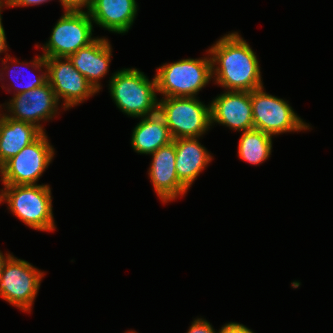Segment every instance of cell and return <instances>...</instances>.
Here are the masks:
<instances>
[{"label": "cell", "mask_w": 333, "mask_h": 333, "mask_svg": "<svg viewBox=\"0 0 333 333\" xmlns=\"http://www.w3.org/2000/svg\"><path fill=\"white\" fill-rule=\"evenodd\" d=\"M250 99L255 129L272 136L309 127L287 102L263 92V87L251 91Z\"/></svg>", "instance_id": "8"}, {"label": "cell", "mask_w": 333, "mask_h": 333, "mask_svg": "<svg viewBox=\"0 0 333 333\" xmlns=\"http://www.w3.org/2000/svg\"><path fill=\"white\" fill-rule=\"evenodd\" d=\"M11 255L8 254L7 257L3 256L2 253L0 252V275L2 273V270H3V267H4V264L5 262L8 260V258L10 257Z\"/></svg>", "instance_id": "26"}, {"label": "cell", "mask_w": 333, "mask_h": 333, "mask_svg": "<svg viewBox=\"0 0 333 333\" xmlns=\"http://www.w3.org/2000/svg\"><path fill=\"white\" fill-rule=\"evenodd\" d=\"M65 59V62H62ZM33 66L40 68L44 66L47 70V82L52 87L57 100L62 97L65 101L64 107L69 108L82 102L97 91L78 72L68 57L44 58L39 56L33 61Z\"/></svg>", "instance_id": "6"}, {"label": "cell", "mask_w": 333, "mask_h": 333, "mask_svg": "<svg viewBox=\"0 0 333 333\" xmlns=\"http://www.w3.org/2000/svg\"><path fill=\"white\" fill-rule=\"evenodd\" d=\"M43 273L25 260L12 255L0 275V296L10 304L28 311L40 287Z\"/></svg>", "instance_id": "9"}, {"label": "cell", "mask_w": 333, "mask_h": 333, "mask_svg": "<svg viewBox=\"0 0 333 333\" xmlns=\"http://www.w3.org/2000/svg\"><path fill=\"white\" fill-rule=\"evenodd\" d=\"M0 11H1V7H0ZM6 47H7V45H6L5 30H4L3 26H2L1 14H0V53L2 51H5L7 49Z\"/></svg>", "instance_id": "25"}, {"label": "cell", "mask_w": 333, "mask_h": 333, "mask_svg": "<svg viewBox=\"0 0 333 333\" xmlns=\"http://www.w3.org/2000/svg\"><path fill=\"white\" fill-rule=\"evenodd\" d=\"M43 132L35 125L0 117V167L24 147L35 141Z\"/></svg>", "instance_id": "17"}, {"label": "cell", "mask_w": 333, "mask_h": 333, "mask_svg": "<svg viewBox=\"0 0 333 333\" xmlns=\"http://www.w3.org/2000/svg\"><path fill=\"white\" fill-rule=\"evenodd\" d=\"M157 92L166 97H195L211 77L212 60L183 59L157 69Z\"/></svg>", "instance_id": "4"}, {"label": "cell", "mask_w": 333, "mask_h": 333, "mask_svg": "<svg viewBox=\"0 0 333 333\" xmlns=\"http://www.w3.org/2000/svg\"><path fill=\"white\" fill-rule=\"evenodd\" d=\"M61 3L66 11L80 12L81 8L86 6L90 11L93 0H61ZM81 7V8H80Z\"/></svg>", "instance_id": "20"}, {"label": "cell", "mask_w": 333, "mask_h": 333, "mask_svg": "<svg viewBox=\"0 0 333 333\" xmlns=\"http://www.w3.org/2000/svg\"><path fill=\"white\" fill-rule=\"evenodd\" d=\"M212 74L216 82L228 91H247L263 87L257 57L251 47L238 33L225 35L214 44L209 52ZM218 67L214 69V64Z\"/></svg>", "instance_id": "1"}, {"label": "cell", "mask_w": 333, "mask_h": 333, "mask_svg": "<svg viewBox=\"0 0 333 333\" xmlns=\"http://www.w3.org/2000/svg\"><path fill=\"white\" fill-rule=\"evenodd\" d=\"M173 141V137L162 116L157 112L145 116L132 133L133 149L141 154H152Z\"/></svg>", "instance_id": "18"}, {"label": "cell", "mask_w": 333, "mask_h": 333, "mask_svg": "<svg viewBox=\"0 0 333 333\" xmlns=\"http://www.w3.org/2000/svg\"><path fill=\"white\" fill-rule=\"evenodd\" d=\"M211 124L215 121L234 130L254 128L250 92L227 91L210 105Z\"/></svg>", "instance_id": "12"}, {"label": "cell", "mask_w": 333, "mask_h": 333, "mask_svg": "<svg viewBox=\"0 0 333 333\" xmlns=\"http://www.w3.org/2000/svg\"><path fill=\"white\" fill-rule=\"evenodd\" d=\"M16 69H18V68H16ZM46 82H47V74L45 73L44 75L43 74L39 75V77L33 78L30 82H28L27 85L25 84L22 88L18 89V91H17L18 93H16V94H21L25 91H29L34 88L40 87L43 84H45Z\"/></svg>", "instance_id": "22"}, {"label": "cell", "mask_w": 333, "mask_h": 333, "mask_svg": "<svg viewBox=\"0 0 333 333\" xmlns=\"http://www.w3.org/2000/svg\"><path fill=\"white\" fill-rule=\"evenodd\" d=\"M137 12L135 0H93L91 20L112 32L125 33Z\"/></svg>", "instance_id": "15"}, {"label": "cell", "mask_w": 333, "mask_h": 333, "mask_svg": "<svg viewBox=\"0 0 333 333\" xmlns=\"http://www.w3.org/2000/svg\"><path fill=\"white\" fill-rule=\"evenodd\" d=\"M92 20L89 12L65 11L52 30L49 42L44 46V58L69 57L82 47L92 43Z\"/></svg>", "instance_id": "10"}, {"label": "cell", "mask_w": 333, "mask_h": 333, "mask_svg": "<svg viewBox=\"0 0 333 333\" xmlns=\"http://www.w3.org/2000/svg\"><path fill=\"white\" fill-rule=\"evenodd\" d=\"M153 161L149 175L154 189L164 202L174 200L178 195H184L188 188L178 179L175 168V143L160 147L152 153Z\"/></svg>", "instance_id": "13"}, {"label": "cell", "mask_w": 333, "mask_h": 333, "mask_svg": "<svg viewBox=\"0 0 333 333\" xmlns=\"http://www.w3.org/2000/svg\"><path fill=\"white\" fill-rule=\"evenodd\" d=\"M5 2H3V0H1V6H3L5 3V5L7 6H28V5H36V4H41L43 2H47L48 0H4ZM61 2V0H60Z\"/></svg>", "instance_id": "24"}, {"label": "cell", "mask_w": 333, "mask_h": 333, "mask_svg": "<svg viewBox=\"0 0 333 333\" xmlns=\"http://www.w3.org/2000/svg\"><path fill=\"white\" fill-rule=\"evenodd\" d=\"M272 136L258 129L246 130L240 138L238 154L252 164H260L271 154Z\"/></svg>", "instance_id": "19"}, {"label": "cell", "mask_w": 333, "mask_h": 333, "mask_svg": "<svg viewBox=\"0 0 333 333\" xmlns=\"http://www.w3.org/2000/svg\"><path fill=\"white\" fill-rule=\"evenodd\" d=\"M187 333H215L210 323L206 320L196 319Z\"/></svg>", "instance_id": "21"}, {"label": "cell", "mask_w": 333, "mask_h": 333, "mask_svg": "<svg viewBox=\"0 0 333 333\" xmlns=\"http://www.w3.org/2000/svg\"><path fill=\"white\" fill-rule=\"evenodd\" d=\"M0 202L6 200L10 210L31 228L51 231L55 227L51 190L48 185H4Z\"/></svg>", "instance_id": "3"}, {"label": "cell", "mask_w": 333, "mask_h": 333, "mask_svg": "<svg viewBox=\"0 0 333 333\" xmlns=\"http://www.w3.org/2000/svg\"><path fill=\"white\" fill-rule=\"evenodd\" d=\"M173 141L176 151V174L178 179L189 188L212 157L196 138H179Z\"/></svg>", "instance_id": "16"}, {"label": "cell", "mask_w": 333, "mask_h": 333, "mask_svg": "<svg viewBox=\"0 0 333 333\" xmlns=\"http://www.w3.org/2000/svg\"><path fill=\"white\" fill-rule=\"evenodd\" d=\"M111 55L109 42L105 38H97L68 58L75 69L87 79L96 91H99L98 80L106 75Z\"/></svg>", "instance_id": "14"}, {"label": "cell", "mask_w": 333, "mask_h": 333, "mask_svg": "<svg viewBox=\"0 0 333 333\" xmlns=\"http://www.w3.org/2000/svg\"><path fill=\"white\" fill-rule=\"evenodd\" d=\"M110 92L117 107L133 117H145L158 112L157 83L137 69L116 72L110 81Z\"/></svg>", "instance_id": "2"}, {"label": "cell", "mask_w": 333, "mask_h": 333, "mask_svg": "<svg viewBox=\"0 0 333 333\" xmlns=\"http://www.w3.org/2000/svg\"><path fill=\"white\" fill-rule=\"evenodd\" d=\"M43 132L35 141L0 167L4 185L35 184L54 156Z\"/></svg>", "instance_id": "7"}, {"label": "cell", "mask_w": 333, "mask_h": 333, "mask_svg": "<svg viewBox=\"0 0 333 333\" xmlns=\"http://www.w3.org/2000/svg\"><path fill=\"white\" fill-rule=\"evenodd\" d=\"M8 104L9 111L14 116L7 115V117L31 123L44 132L38 123L43 119H51L55 115L58 100L52 87L46 82L40 87L16 94ZM36 122L38 123L36 124Z\"/></svg>", "instance_id": "11"}, {"label": "cell", "mask_w": 333, "mask_h": 333, "mask_svg": "<svg viewBox=\"0 0 333 333\" xmlns=\"http://www.w3.org/2000/svg\"><path fill=\"white\" fill-rule=\"evenodd\" d=\"M219 333H253L250 329L239 323H228L224 325Z\"/></svg>", "instance_id": "23"}, {"label": "cell", "mask_w": 333, "mask_h": 333, "mask_svg": "<svg viewBox=\"0 0 333 333\" xmlns=\"http://www.w3.org/2000/svg\"><path fill=\"white\" fill-rule=\"evenodd\" d=\"M158 113L173 139L198 138L211 125L210 106L195 97H166L158 102Z\"/></svg>", "instance_id": "5"}]
</instances>
